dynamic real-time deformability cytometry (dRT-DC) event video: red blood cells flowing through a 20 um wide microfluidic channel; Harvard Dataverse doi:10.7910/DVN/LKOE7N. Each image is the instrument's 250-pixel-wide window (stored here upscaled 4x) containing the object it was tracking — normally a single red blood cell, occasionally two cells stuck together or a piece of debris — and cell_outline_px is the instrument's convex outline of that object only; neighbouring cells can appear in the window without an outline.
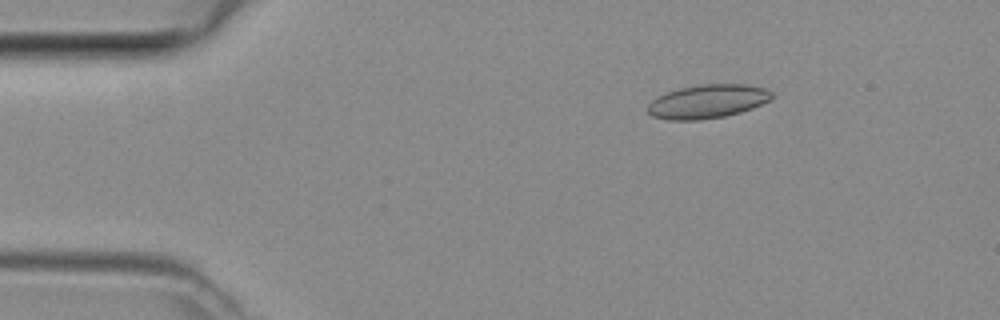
{"species": "common noctule bat (a hibernating species)", "species_latin": "Nyctalus noctula", "temperature_condition": "room temperature", "stored_images_in_passage": 5, "camera_frame_rate_fps": 3000, "um_per_image_px": 0.085, "animal": {"sex": "female", "body_mass_g": 29.2, "forearm_length_mm": 56.3}, "frame": {"image": 1, "passage_image": 2, "time_ms": 0.333, "image_size_px": [1000, 320], "cell_outline_px": [[772, 100], [752, 108], [740, 112], [724, 116], [700, 120], [668, 120], [652, 116], [648, 112], [648, 104], [652, 100], [668, 92], [680, 88], [700, 84], [744, 84], [764, 88], [772, 92]], "centroid_in_image_um": [60.16, 8.62], "position_along_channel_um": 24.8, "area_um2": 24.28}}
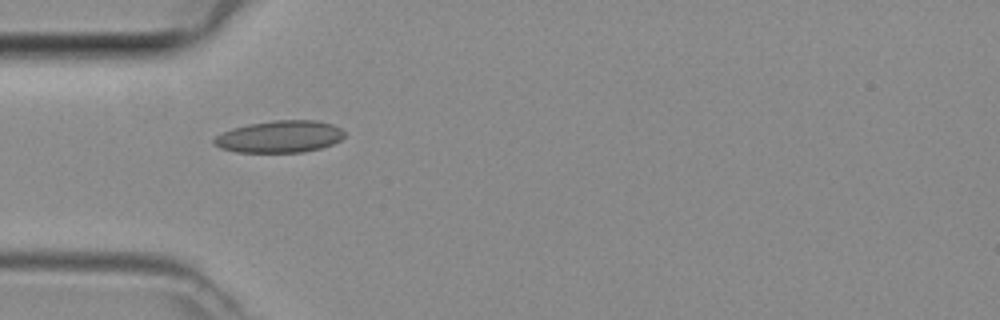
{"frame": {"image": 2, "passage_image": 4, "time_ms": 1.0, "image_size_px": [1000, 320], "cell_outline_px": [[344, 136], [340, 140], [332, 144], [320, 148], [304, 152], [236, 152], [220, 148], [212, 144], [212, 140], [216, 136], [232, 128], [248, 124], [272, 120], [316, 120], [332, 124], [340, 128], [344, 132]], "centroid_in_image_um": [23.75, 11.61], "position_along_channel_um": 61.2, "area_um2": 24.39}}
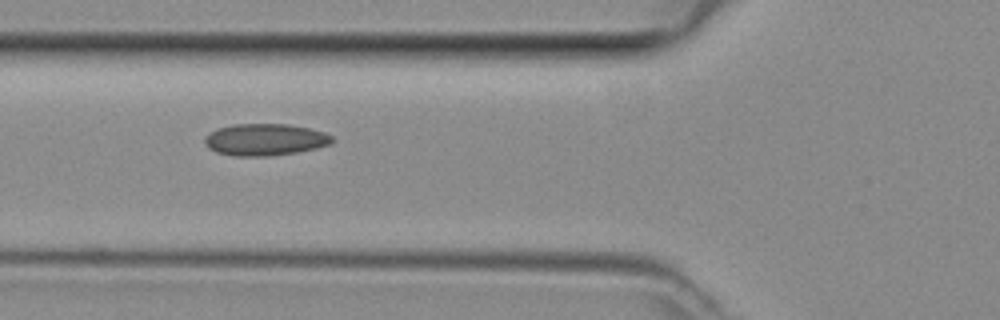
{"frame": {"image": 3, "passage_image": 5, "time_ms": 1.333, "image_size_px": [1000, 320], "cell_outline_px": [[332, 140], [328, 144], [316, 148], [296, 152], [268, 156], [236, 156], [216, 152], [208, 148], [204, 144], [204, 136], [208, 132], [216, 128], [232, 124], [288, 124], [308, 128], [324, 132], [332, 136]], "centroid_in_image_um": [22.45, 11.86], "position_along_channel_um": 103.4, "area_um2": 23.7}}